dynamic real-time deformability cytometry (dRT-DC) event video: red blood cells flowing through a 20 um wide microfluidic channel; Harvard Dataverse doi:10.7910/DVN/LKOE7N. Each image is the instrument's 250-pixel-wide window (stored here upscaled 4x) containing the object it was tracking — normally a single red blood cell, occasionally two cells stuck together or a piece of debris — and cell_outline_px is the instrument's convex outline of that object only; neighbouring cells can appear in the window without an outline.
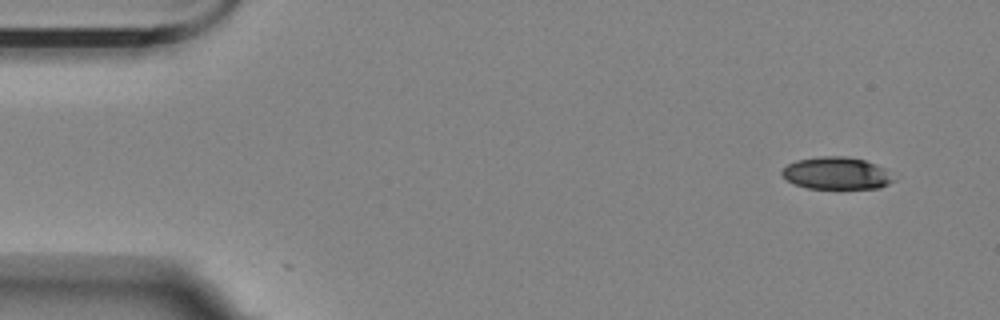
{"species": "Egyptian fruit bat (a non-hibernating species)", "species_latin": "Rousettus aegyptiacus", "temperature_condition": "room temperature", "stored_images_in_passage": 3, "camera_frame_rate_fps": 3000, "um_per_image_px": 0.085, "animal": {"sex": "female"}, "frame": {"image": 1, "passage_image": 1, "time_ms": 0.0, "image_size_px": [1000, 320], "cell_outline_px": [[896, 180], [880, 188], [808, 188], [796, 184], [788, 180], [780, 172], [788, 164], [796, 160], [820, 156], [844, 156], [864, 160], [876, 164], [884, 168]], "centroid_in_image_um": [71.12, 14.72], "position_along_channel_um": 13.9, "area_um2": 20.81}}